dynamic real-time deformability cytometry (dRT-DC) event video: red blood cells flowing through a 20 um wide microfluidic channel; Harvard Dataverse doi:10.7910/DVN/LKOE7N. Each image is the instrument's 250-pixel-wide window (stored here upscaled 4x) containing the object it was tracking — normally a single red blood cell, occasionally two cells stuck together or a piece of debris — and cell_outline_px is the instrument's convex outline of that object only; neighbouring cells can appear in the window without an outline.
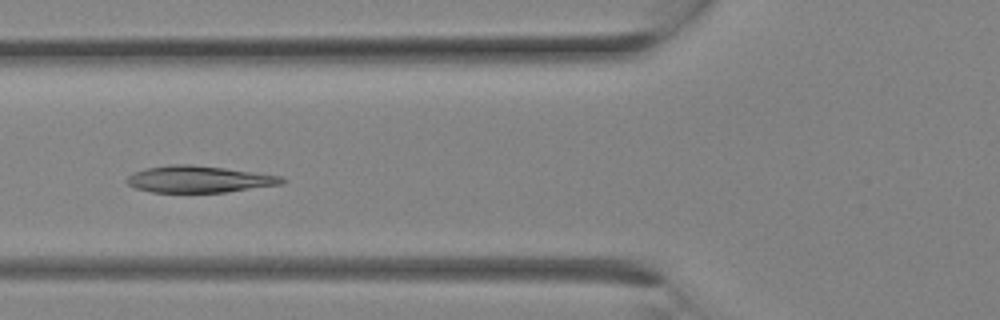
{"species": "Egyptian fruit bat (a non-hibernating species)", "species_latin": "Rousettus aegyptiacus", "temperature_condition": "room temperature", "stored_images_in_passage": 24, "camera_frame_rate_fps": 3000, "um_per_image_px": 0.085, "animal": {"sex": "female"}, "frame": {"image": 1, "passage_image": 10, "time_ms": 3.0, "image_size_px": [1000, 320], "cell_outline_px": [[288, 180], [284, 184], [224, 192], [152, 192], [136, 188], [128, 184], [124, 180], [132, 172], [144, 168], [168, 164], [192, 164], [224, 168], [280, 176]], "centroid_in_image_um": [16.87, 15.22], "position_along_channel_um": 108.9, "area_um2": 24.22}}
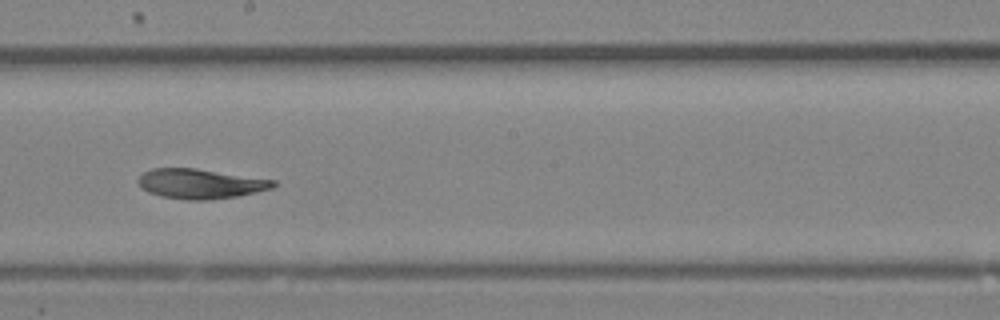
{"frame": {"image": 2, "passage_image": 15, "time_ms": 4.667, "image_size_px": [1000, 320], "cell_outline_px": [[276, 184], [272, 188], [256, 192], [236, 196], [208, 200], [188, 200], [160, 196], [148, 192], [140, 188], [136, 180], [144, 172], [152, 168], [196, 168], [276, 180]], "centroid_in_image_um": [17.0, 15.61], "position_along_channel_um": 231.2, "area_um2": 23.52}}
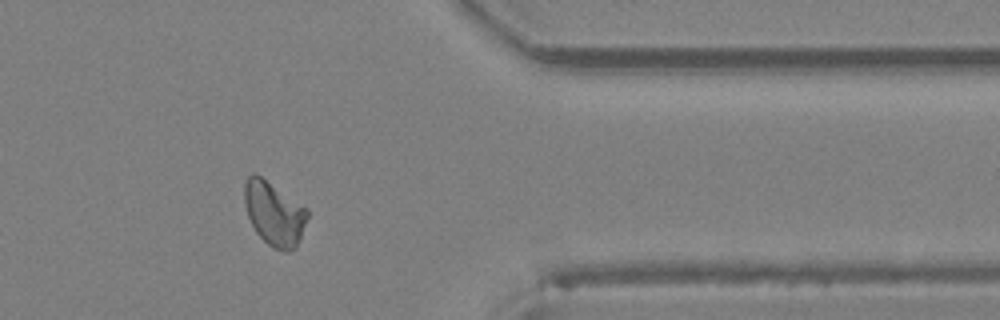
{"frame": {"image": 3, "passage_image": 22, "time_ms": 7.0, "image_size_px": [1000, 320], "cell_outline_px": [[308, 216], [296, 248], [288, 252], [284, 252], [272, 248], [256, 232], [248, 216], [244, 204], [244, 180], [252, 172], [256, 172], [308, 208]], "centroid_in_image_um": [23.29, 18.12], "position_along_channel_um": 388.1, "area_um2": 23.76}}